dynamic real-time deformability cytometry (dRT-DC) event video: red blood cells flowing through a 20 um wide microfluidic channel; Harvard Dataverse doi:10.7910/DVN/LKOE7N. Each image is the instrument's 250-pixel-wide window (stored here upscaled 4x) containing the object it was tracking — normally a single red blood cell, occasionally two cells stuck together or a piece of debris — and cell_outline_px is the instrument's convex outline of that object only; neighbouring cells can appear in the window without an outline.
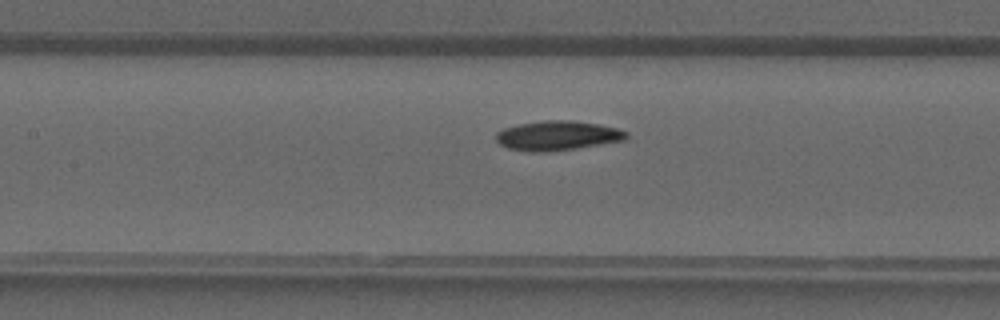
{"species": "common noctule bat (a hibernating species)", "species_latin": "Nyctalus noctula", "temperature_condition": "warm", "stored_images_in_passage": 17, "camera_frame_rate_fps": 3000, "um_per_image_px": 0.085, "animal": {"sex": "male", "forearm_length_mm": 52.5}, "frame": {"image": 1, "passage_image": 15, "time_ms": 4.667, "image_size_px": [1000, 320], "cell_outline_px": [[628, 136], [624, 140], [576, 148], [548, 152], [528, 152], [508, 148], [500, 144], [496, 140], [496, 132], [504, 128], [516, 124], [544, 120], [572, 120], [600, 124], [620, 128], [628, 132]], "centroid_in_image_um": [47.38, 11.52], "position_along_channel_um": 160.0, "area_um2": 22.66}}